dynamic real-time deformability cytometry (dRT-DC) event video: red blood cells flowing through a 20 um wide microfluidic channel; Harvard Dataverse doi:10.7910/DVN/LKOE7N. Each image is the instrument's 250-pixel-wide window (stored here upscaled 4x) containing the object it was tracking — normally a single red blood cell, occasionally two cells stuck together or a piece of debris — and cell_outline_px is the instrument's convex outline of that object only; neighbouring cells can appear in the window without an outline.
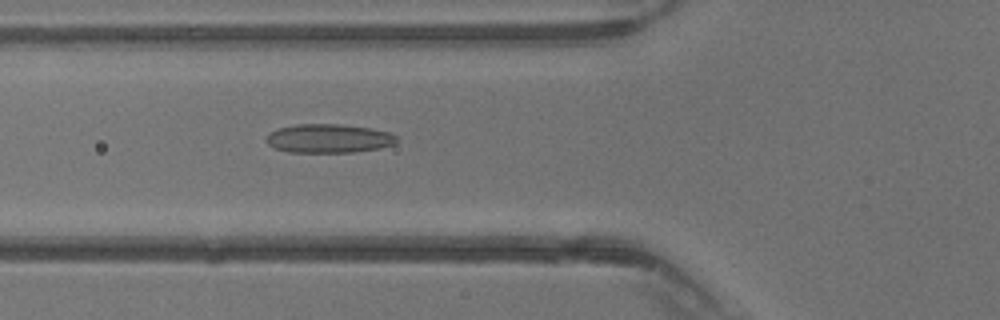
{"species": "common noctule bat (a hibernating species)", "species_latin": "Nyctalus noctula", "temperature_condition": "warm", "stored_images_in_passage": 40, "camera_frame_rate_fps": 3000, "um_per_image_px": 0.085, "animal": {"sex": "male", "body_mass_g": 13.3}, "frame": {"image": 1, "passage_image": 15, "time_ms": 4.667, "image_size_px": [1000, 320], "cell_outline_px": [[396, 140], [392, 144], [380, 148], [352, 152], [288, 152], [276, 148], [268, 144], [268, 132], [280, 128], [296, 124], [340, 124], [372, 128], [392, 132], [396, 136]], "centroid_in_image_um": [27.96, 11.76], "position_along_channel_um": 97.8, "area_um2": 21.79}}
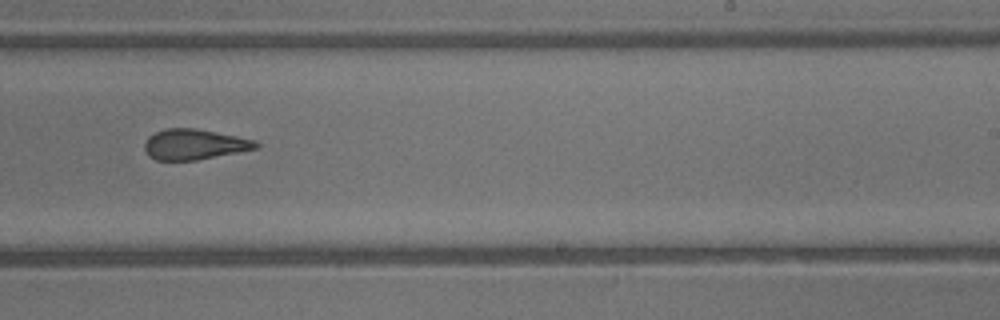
{"frame": {"image": 2, "passage_image": 25, "time_ms": 8.0, "image_size_px": [1000, 320], "cell_outline_px": [[260, 144], [256, 148], [196, 160], [156, 160], [148, 156], [144, 148], [144, 144], [148, 136], [164, 128], [196, 128], [256, 140]], "centroid_in_image_um": [16.47, 12.26], "position_along_channel_um": 272.5, "area_um2": 19.65}}
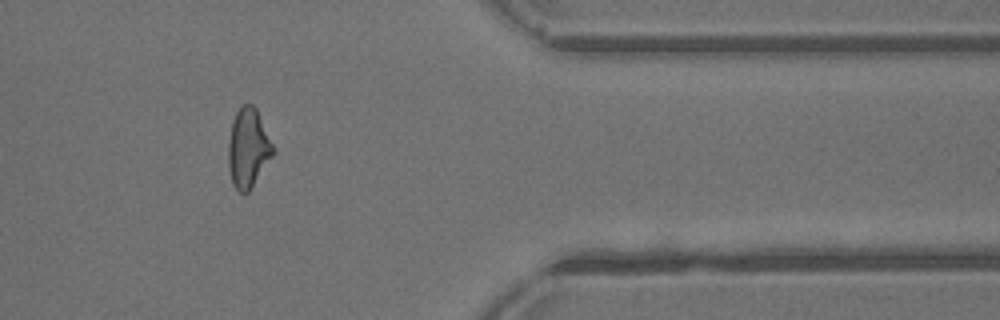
{"frame": {"image": 3, "passage_image": 33, "time_ms": 10.667, "image_size_px": [1000, 320], "cell_outline_px": [[276, 152], [248, 192], [240, 192], [232, 184], [228, 168], [228, 140], [232, 120], [236, 112], [244, 104], [252, 104], [256, 108]], "centroid_in_image_um": [21.08, 12.59], "position_along_channel_um": 390.3, "area_um2": 20.63}}